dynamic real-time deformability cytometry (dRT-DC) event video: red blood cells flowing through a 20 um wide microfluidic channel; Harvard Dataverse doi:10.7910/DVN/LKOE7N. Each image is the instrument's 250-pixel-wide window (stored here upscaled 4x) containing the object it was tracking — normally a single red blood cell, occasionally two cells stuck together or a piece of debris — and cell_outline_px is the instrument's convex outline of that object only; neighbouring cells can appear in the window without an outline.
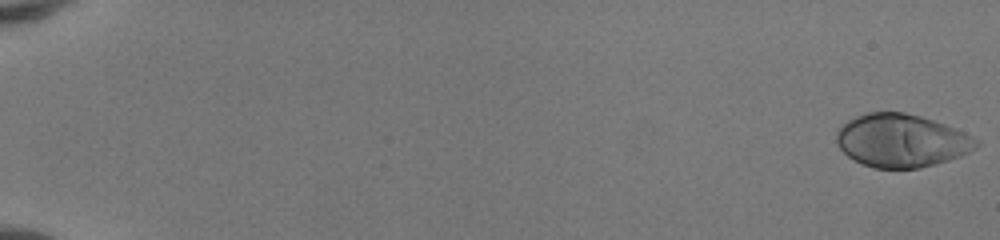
{"species": "human", "species_latin": "Homo sapiens", "temperature_condition": "room temperature", "stored_images_in_passage": 52, "camera_frame_rate_fps": 3000, "um_per_image_px": 0.085, "donor": {"sex": "female"}, "frame": {"image": 1, "passage_image": 1, "time_ms": 0.0, "image_size_px": [1000, 240], "cell_outline_px": [[980, 144], [976, 148], [960, 156], [936, 164], [920, 168], [872, 168], [852, 160], [840, 148], [836, 140], [836, 132], [848, 120], [864, 112], [904, 112], [920, 116], [944, 124], [964, 132], [980, 140]], "centroid_in_image_um": [76.62, 11.96], "position_along_channel_um": 8.4, "area_um2": 43.29}}
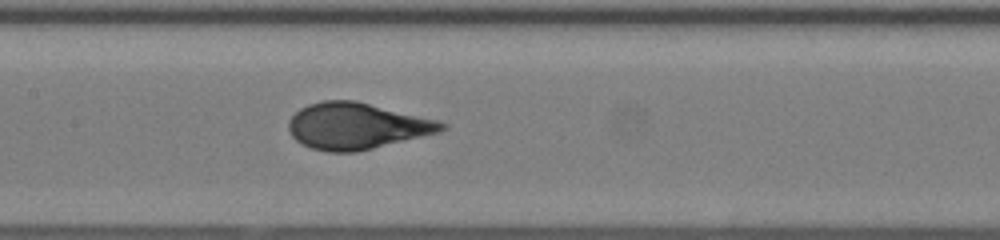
{"frame": {"image": 2, "passage_image": 28, "time_ms": 9.0, "image_size_px": [1000, 240], "cell_outline_px": [[448, 128], [440, 132], [356, 152], [328, 152], [312, 148], [296, 140], [288, 132], [288, 120], [300, 108], [308, 104], [324, 100], [356, 100], [440, 120], [448, 124]], "centroid_in_image_um": [30.34, 10.7], "position_along_channel_um": 177.1, "area_um2": 41.56}}
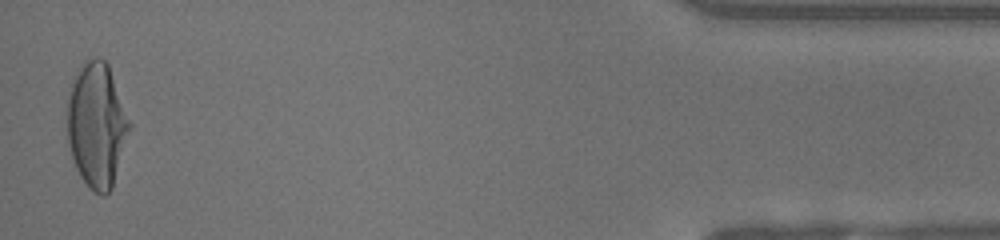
{"frame": {"image": 3, "passage_image": 51, "time_ms": 16.667, "image_size_px": [1000, 240], "cell_outline_px": [[132, 128], [112, 188], [104, 196], [100, 196], [92, 192], [88, 188], [80, 176], [76, 168], [68, 144], [68, 96], [72, 80], [84, 60], [96, 56], [100, 56], [108, 64], [132, 124]], "centroid_in_image_um": [8.25, 10.64], "position_along_channel_um": 427.0, "area_um2": 45.78}, "authors_computed_cell_mechanics": {"area_um2": 41.5004, "velocity_mm_per_s": 4.1608, "shape_relaxation_time_tau1_ms": 5.2321, "shape_relaxation_time_tau2_ms": null, "deformation_change_tau1": 0.2733, "deformation_change_tau2": null}}